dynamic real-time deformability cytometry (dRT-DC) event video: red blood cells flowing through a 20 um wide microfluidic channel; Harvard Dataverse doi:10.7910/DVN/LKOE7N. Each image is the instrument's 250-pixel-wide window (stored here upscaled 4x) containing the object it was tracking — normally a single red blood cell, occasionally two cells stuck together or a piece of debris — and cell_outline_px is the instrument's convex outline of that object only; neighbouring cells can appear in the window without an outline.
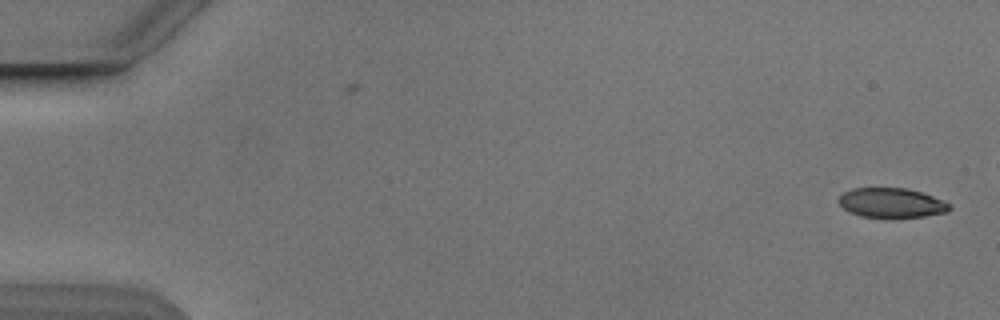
{"species": "Egyptian fruit bat (a non-hibernating species)", "species_latin": "Rousettus aegyptiacus", "temperature_condition": "cold", "stored_images_in_passage": 2, "camera_frame_rate_fps": 3000, "um_per_image_px": 0.085, "animal": {"sex": "male"}, "frame": {"image": 1, "passage_image": 2, "time_ms": 1.333, "image_size_px": [1000, 320], "cell_outline_px": [[952, 208], [948, 212], [924, 216], [892, 220], [860, 216], [848, 212], [836, 200], [844, 192], [852, 188], [904, 188], [920, 192], [944, 200], [952, 204]], "centroid_in_image_um": [75.79, 17.28], "position_along_channel_um": 9.2, "area_um2": 19.83}}